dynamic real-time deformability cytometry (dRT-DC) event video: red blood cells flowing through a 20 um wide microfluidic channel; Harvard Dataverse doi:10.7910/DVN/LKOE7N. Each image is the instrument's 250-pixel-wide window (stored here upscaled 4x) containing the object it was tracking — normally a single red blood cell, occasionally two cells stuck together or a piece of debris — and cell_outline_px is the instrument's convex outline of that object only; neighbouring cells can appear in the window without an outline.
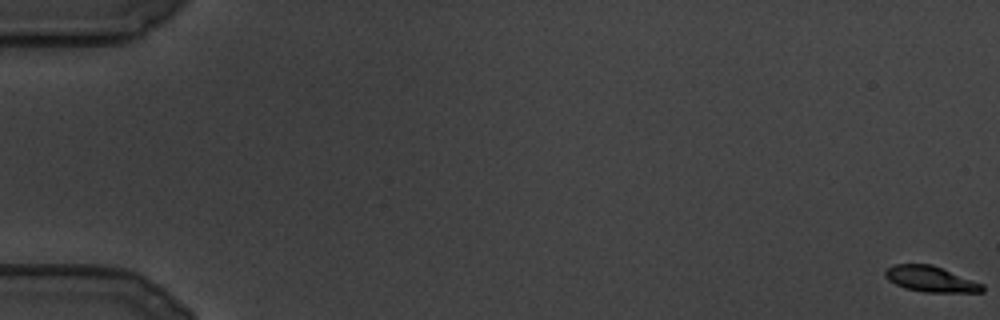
{"species": "common noctule bat (a hibernating species)", "species_latin": "Nyctalus noctula", "temperature_condition": "cold", "stored_images_in_passage": 36, "camera_frame_rate_fps": 3000, "um_per_image_px": 0.085, "animal": {"sex": "male", "body_mass_g": 19.5, "forearm_length_mm": 54.6}, "frame": {"image": 1, "passage_image": 1, "time_ms": 0.0, "image_size_px": [1000, 320], "cell_outline_px": [[984, 292], [924, 292], [904, 288], [888, 280], [884, 276], [884, 272], [892, 264], [932, 264], [984, 284]], "centroid_in_image_um": [79.1, 23.72], "position_along_channel_um": 5.9, "area_um2": 14.62}}